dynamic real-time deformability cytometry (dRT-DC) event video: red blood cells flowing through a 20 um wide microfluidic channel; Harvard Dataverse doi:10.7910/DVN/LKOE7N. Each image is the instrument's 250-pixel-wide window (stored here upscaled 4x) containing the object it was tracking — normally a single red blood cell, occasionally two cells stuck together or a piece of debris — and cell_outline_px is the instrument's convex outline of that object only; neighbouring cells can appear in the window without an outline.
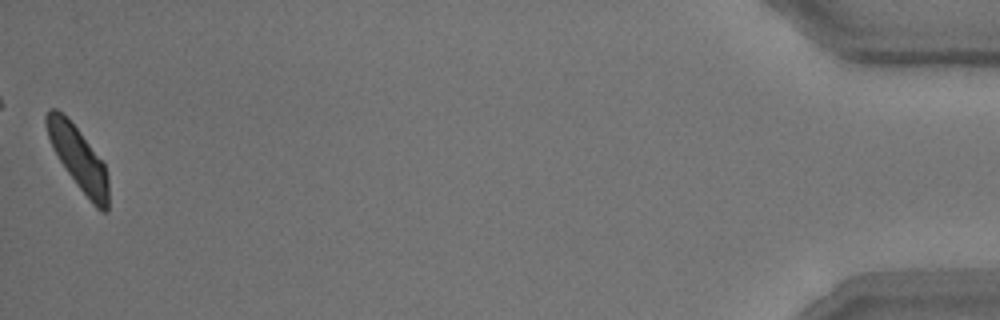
{"species": "common noctule bat (a hibernating species)", "species_latin": "Nyctalus noctula", "temperature_condition": "room temperature", "stored_images_in_passage": 52, "camera_frame_rate_fps": 3000, "um_per_image_px": 0.085, "animal": {"sex": "male", "body_mass_g": 15.6}, "frame": {"image": 1, "passage_image": 52, "time_ms": 17.0, "image_size_px": [1000, 320], "cell_outline_px": [[108, 212], [100, 212], [92, 204], [76, 184], [60, 160], [48, 136], [44, 120], [44, 116], [52, 108], [56, 108], [80, 132], [104, 164], [108, 176]], "centroid_in_image_um": [6.69, 13.52], "position_along_channel_um": 428.5, "area_um2": 22.14}, "authors_computed_cell_mechanics": {"area_um2": 23.987, "velocity_mm_per_s": 3.7307, "shape_relaxation_time_tau1_ms": 4.3297, "shape_relaxation_time_tau2_ms": 2.9164, "deformation_change_tau1": 0.1407, "deformation_change_tau2": 0.1005}}